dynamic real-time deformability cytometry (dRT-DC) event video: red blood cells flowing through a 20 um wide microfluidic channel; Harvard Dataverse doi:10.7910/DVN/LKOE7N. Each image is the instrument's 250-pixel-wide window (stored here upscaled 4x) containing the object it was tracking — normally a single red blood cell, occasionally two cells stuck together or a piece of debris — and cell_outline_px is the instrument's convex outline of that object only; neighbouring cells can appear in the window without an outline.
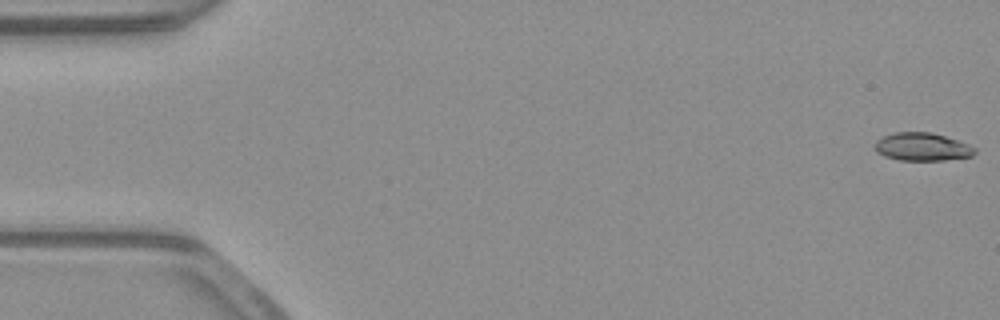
{"species": "common noctule bat (a hibernating species)", "species_latin": "Nyctalus noctula", "temperature_condition": "warm", "stored_images_in_passage": 53, "camera_frame_rate_fps": 3000, "um_per_image_px": 0.085, "animal": {"sex": "male", "body_mass_g": 23.1, "forearm_length_mm": 52.7}, "frame": {"image": 1, "passage_image": 1, "time_ms": 0.0, "image_size_px": [1000, 320], "cell_outline_px": [[976, 152], [972, 156], [944, 160], [900, 160], [884, 156], [876, 152], [876, 140], [884, 136], [896, 132], [932, 132], [968, 144], [976, 148]], "centroid_in_image_um": [78.39, 12.48], "position_along_channel_um": 6.6, "area_um2": 16.18}}
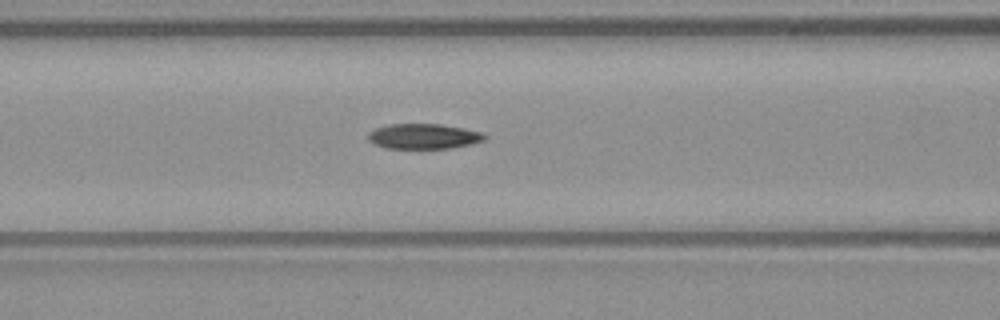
{"frame": {"image": 2, "passage_image": 22, "time_ms": 7.0, "image_size_px": [1000, 320], "cell_outline_px": [[488, 136], [484, 140], [472, 144], [452, 148], [384, 148], [368, 140], [368, 132], [376, 128], [388, 124], [440, 124], [464, 128], [484, 132]], "centroid_in_image_um": [36.04, 11.58], "position_along_channel_um": 130.6, "area_um2": 17.22}}
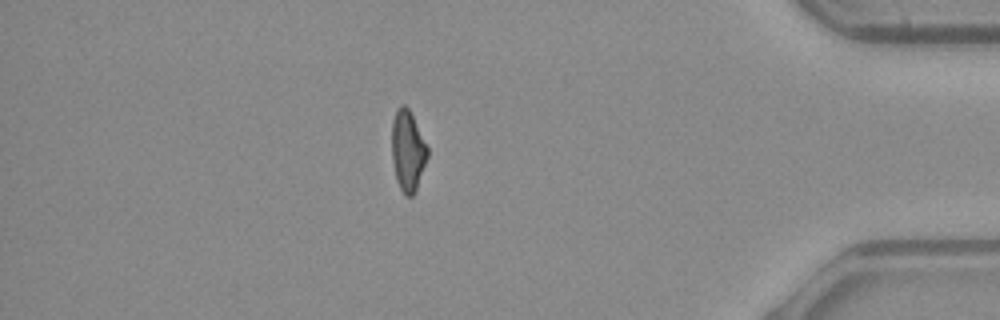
{"frame": {"image": 3, "passage_image": 46, "time_ms": 15.0, "image_size_px": [1000, 320], "cell_outline_px": [[428, 156], [416, 192], [412, 196], [404, 196], [396, 180], [392, 160], [392, 120], [396, 108], [400, 104], [404, 104], [408, 108], [428, 148]], "centroid_in_image_um": [34.65, 12.84], "position_along_channel_um": 400.6, "area_um2": 16.88}, "authors_computed_cell_mechanics": {"area_um2": 17.2244, "velocity_mm_per_s": 3.9214, "shape_relaxation_time_tau1_ms": 5.7618, "shape_relaxation_time_tau2_ms": 6.2013, "deformation_change_tau1": 0.1753, "deformation_change_tau2": 0.1474}}